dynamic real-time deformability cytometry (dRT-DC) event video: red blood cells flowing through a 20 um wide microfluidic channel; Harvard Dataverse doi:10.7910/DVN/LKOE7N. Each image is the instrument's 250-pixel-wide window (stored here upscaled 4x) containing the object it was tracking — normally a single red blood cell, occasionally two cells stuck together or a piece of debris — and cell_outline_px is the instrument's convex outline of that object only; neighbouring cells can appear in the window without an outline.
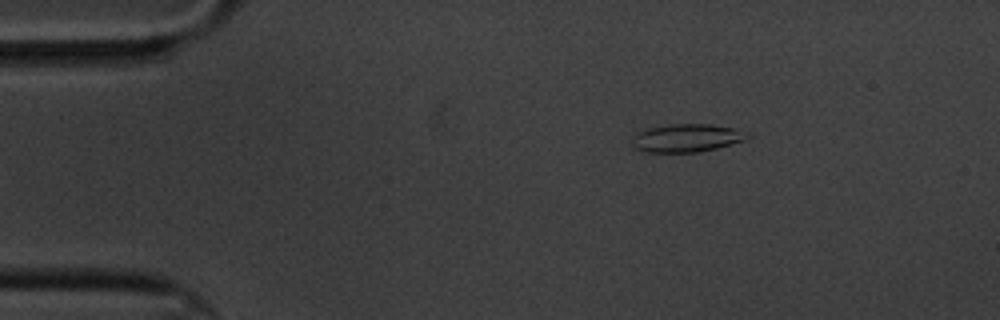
{"species": "common noctule bat (a hibernating species)", "species_latin": "Nyctalus noctula", "temperature_condition": "cold", "stored_images_in_passage": 51, "camera_frame_rate_fps": 3000, "um_per_image_px": 0.085, "animal": {"sex": "male", "body_mass_g": 20.1, "forearm_length_mm": 53.5}, "frame": {"image": 1, "passage_image": 1, "time_ms": 0.0, "image_size_px": [1000, 320], "cell_outline_px": [[752, 136], [744, 140], [716, 148], [696, 152], [644, 152], [636, 148], [632, 144], [632, 136], [636, 132], [648, 128], [672, 124], [712, 124], [752, 132]], "centroid_in_image_um": [58.38, 11.72], "position_along_channel_um": 26.6, "area_um2": 18.96}}
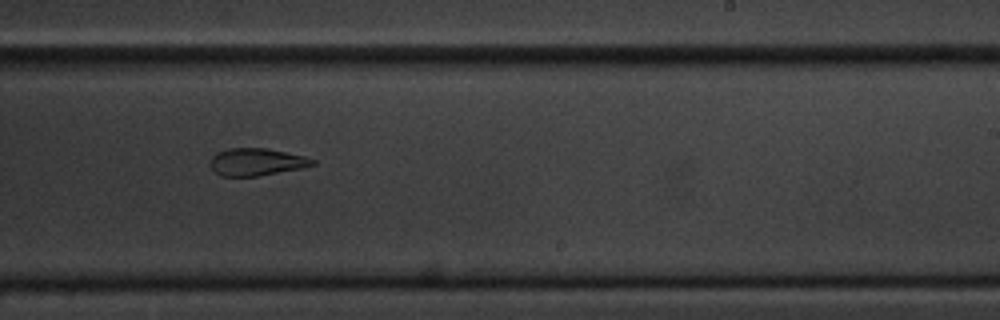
{"frame": {"image": 2, "passage_image": 28, "time_ms": 9.0, "image_size_px": [1000, 320], "cell_outline_px": [[316, 164], [304, 168], [256, 176], [220, 176], [208, 164], [212, 156], [216, 152], [228, 148], [264, 148], [304, 156], [316, 160]], "centroid_in_image_um": [21.78, 13.76], "position_along_channel_um": 267.2, "area_um2": 16.36}}
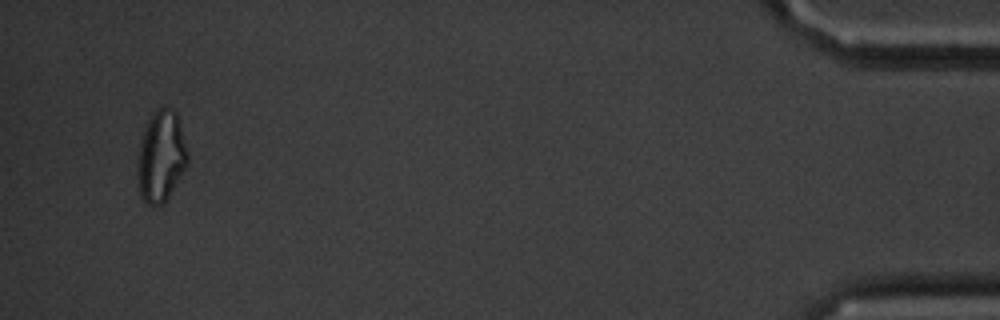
{"frame": {"image": 3, "passage_image": 49, "time_ms": 16.0, "image_size_px": [1000, 320], "cell_outline_px": [[188, 164], [164, 204], [152, 208], [140, 196], [136, 176], [140, 144], [144, 128], [148, 120], [156, 108], [172, 108], [176, 112], [188, 152]], "centroid_in_image_um": [13.68, 13.34], "position_along_channel_um": 421.5, "area_um2": 26.82}, "authors_computed_cell_mechanics": {"area_um2": 17.629, "velocity_mm_per_s": 3.3265, "shape_relaxation_time_tau1_ms": null, "shape_relaxation_time_tau2_ms": 2.9165, "deformation_change_tau1": null, "deformation_change_tau2": 0.0903}}